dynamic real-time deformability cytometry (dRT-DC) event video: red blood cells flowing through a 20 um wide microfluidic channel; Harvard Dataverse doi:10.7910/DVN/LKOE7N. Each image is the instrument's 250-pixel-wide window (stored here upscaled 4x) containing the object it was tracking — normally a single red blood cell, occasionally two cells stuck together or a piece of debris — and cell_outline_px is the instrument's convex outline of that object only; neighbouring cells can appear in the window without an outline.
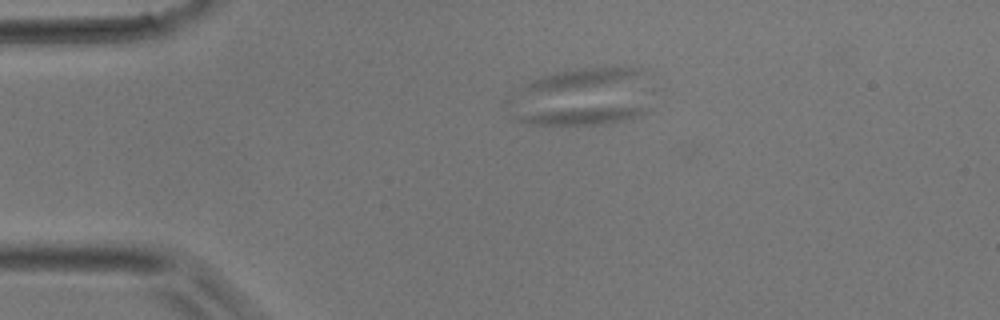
{"species": "common noctule bat (a hibernating species)", "species_latin": "Nyctalus noctula", "temperature_condition": "room temperature", "stored_images_in_passage": 5, "camera_frame_rate_fps": 3000, "um_per_image_px": 0.085, "animal": {"sex": "male", "body_mass_g": 17.9}, "frame": {"image": 1, "passage_image": 3, "time_ms": 0.667, "image_size_px": [1000, 320], "cell_outline_px": [[644, 112], [640, 116], [608, 124], [524, 124], [516, 120], [512, 116], [516, 112], [572, 108], [644, 108]], "centroid_in_image_um": [49.12, 9.85], "position_along_channel_um": 35.9, "area_um2": 12.77}}